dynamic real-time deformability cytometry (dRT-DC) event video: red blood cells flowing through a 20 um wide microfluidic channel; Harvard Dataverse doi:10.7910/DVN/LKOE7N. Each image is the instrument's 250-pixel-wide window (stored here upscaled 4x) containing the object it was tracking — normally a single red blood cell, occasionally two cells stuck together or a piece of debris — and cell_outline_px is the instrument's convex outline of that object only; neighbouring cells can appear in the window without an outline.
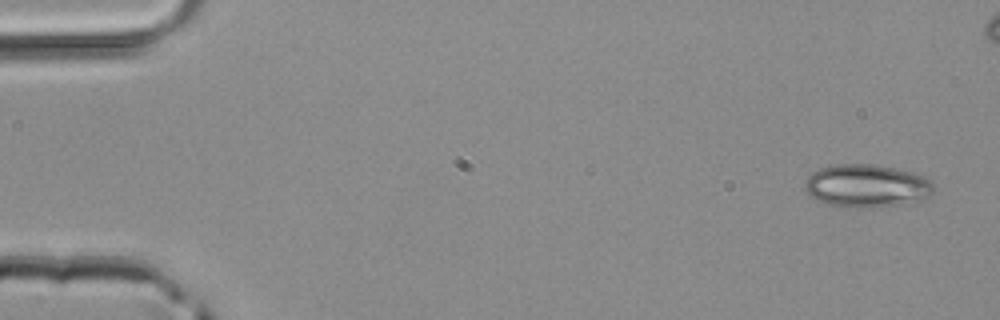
{"species": "common noctule bat (a hibernating species)", "species_latin": "Nyctalus noctula", "temperature_condition": "room temperature", "stored_images_in_passage": 4, "camera_frame_rate_fps": 3000, "um_per_image_px": 0.085, "animal": {"sex": "male", "body_mass_g": 20.4}, "frame": {"image": 1, "passage_image": 1, "time_ms": 0.0, "image_size_px": [1000, 320], "cell_outline_px": [[936, 188], [928, 196], [920, 200], [900, 204], [872, 208], [840, 208], [824, 204], [816, 200], [804, 188], [804, 180], [812, 172], [820, 168], [836, 164], [872, 164], [896, 168], [912, 172], [924, 176], [932, 180]], "centroid_in_image_um": [73.65, 15.81], "position_along_channel_um": 11.4, "area_um2": 32.83}}